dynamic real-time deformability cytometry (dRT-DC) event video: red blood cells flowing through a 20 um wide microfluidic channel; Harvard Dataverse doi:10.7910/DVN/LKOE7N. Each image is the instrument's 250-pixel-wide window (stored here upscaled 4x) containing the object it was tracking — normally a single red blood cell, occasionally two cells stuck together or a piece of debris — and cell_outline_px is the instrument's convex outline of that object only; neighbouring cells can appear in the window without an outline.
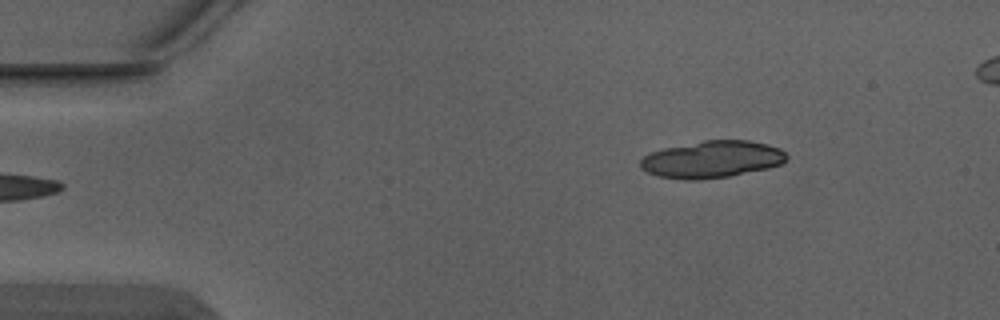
{"species": "Egyptian fruit bat (a non-hibernating species)", "species_latin": "Rousettus aegyptiacus", "temperature_condition": "warm", "stored_images_in_passage": 4, "camera_frame_rate_fps": 3000, "um_per_image_px": 0.085, "animal": {"sex": "male"}, "frame": {"image": 1, "passage_image": 4, "time_ms": 1.0, "image_size_px": [1000, 320], "cell_outline_px": [[788, 156], [780, 164], [768, 168], [728, 176], [700, 180], [684, 180], [656, 176], [640, 168], [640, 160], [648, 152], [664, 148], [704, 140], [748, 140], [768, 144], [780, 148]], "centroid_in_image_um": [60.48, 13.54], "position_along_channel_um": 24.5, "area_um2": 31.62}}